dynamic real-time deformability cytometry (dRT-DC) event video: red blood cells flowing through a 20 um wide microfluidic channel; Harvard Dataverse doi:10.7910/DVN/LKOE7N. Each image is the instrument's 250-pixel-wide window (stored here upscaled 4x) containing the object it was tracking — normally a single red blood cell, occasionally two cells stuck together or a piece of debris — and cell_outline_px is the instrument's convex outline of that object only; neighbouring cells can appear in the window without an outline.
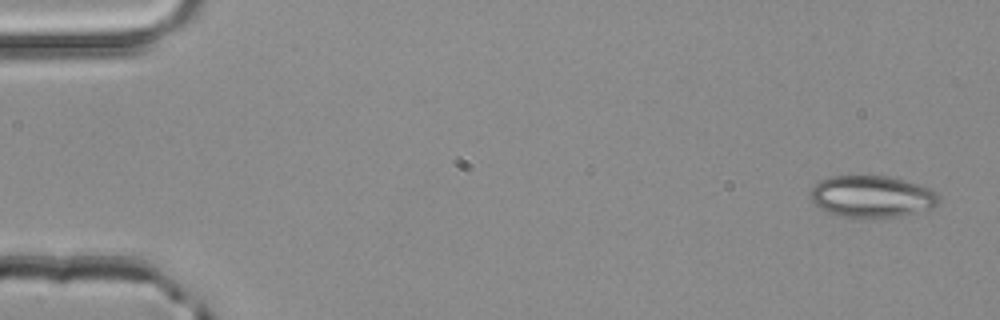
{"species": "common noctule bat (a hibernating species)", "species_latin": "Nyctalus noctula", "temperature_condition": "room temperature", "stored_images_in_passage": 4, "camera_frame_rate_fps": 3000, "um_per_image_px": 0.085, "animal": {"sex": "male", "body_mass_g": 20.4}, "frame": {"image": 1, "passage_image": 1, "time_ms": 0.0, "image_size_px": [1000, 320], "cell_outline_px": [[940, 200], [932, 208], [900, 216], [836, 216], [820, 208], [812, 200], [812, 188], [820, 180], [832, 176], [888, 176], [904, 180], [928, 188], [936, 192], [940, 196]], "centroid_in_image_um": [74.12, 16.69], "position_along_channel_um": 10.9, "area_um2": 30.63}}